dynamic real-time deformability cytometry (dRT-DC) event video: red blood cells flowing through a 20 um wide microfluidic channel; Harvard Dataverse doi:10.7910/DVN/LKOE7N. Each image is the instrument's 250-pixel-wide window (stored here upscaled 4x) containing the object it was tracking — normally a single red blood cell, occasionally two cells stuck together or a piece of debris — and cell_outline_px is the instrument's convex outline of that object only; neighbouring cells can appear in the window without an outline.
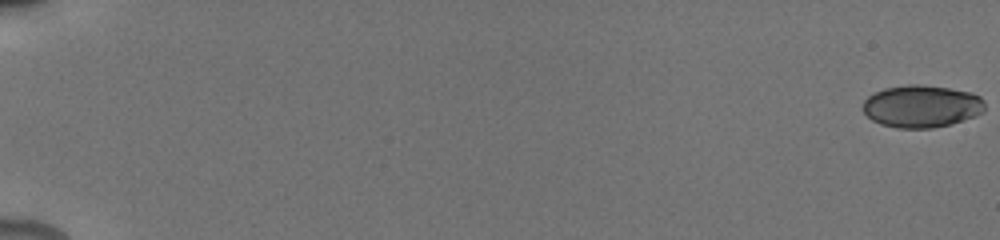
{"species": "human", "species_latin": "Homo sapiens", "temperature_condition": "cold", "stored_images_in_passage": 26, "camera_frame_rate_fps": 3000, "um_per_image_px": 0.085, "donor": {"sex": "male"}, "frame": {"image": 1, "passage_image": 1, "time_ms": 0.0, "image_size_px": [1000, 240], "cell_outline_px": [[984, 112], [952, 124], [932, 128], [896, 128], [880, 124], [872, 120], [864, 112], [864, 100], [868, 96], [884, 88], [908, 84], [916, 84], [948, 88], [968, 92], [980, 96], [984, 100]], "centroid_in_image_um": [78.33, 9.04], "position_along_channel_um": 6.7, "area_um2": 30.0}}
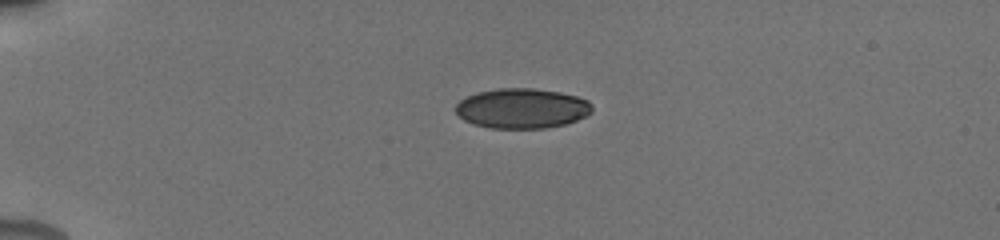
{"frame": {"image": 2, "passage_image": 12, "time_ms": 5.0, "image_size_px": [1000, 240], "cell_outline_px": [[592, 112], [576, 120], [564, 124], [544, 128], [492, 128], [472, 124], [464, 120], [456, 112], [456, 104], [460, 100], [476, 92], [500, 88], [532, 88], [560, 92], [576, 96], [588, 100], [592, 104]], "centroid_in_image_um": [44.36, 9.21], "position_along_channel_um": 40.6, "area_um2": 31.73}}
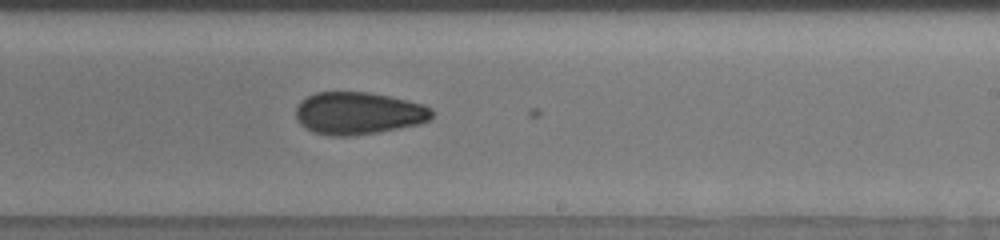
{"frame": {"image": 3, "passage_image": 26, "time_ms": 12.0, "image_size_px": [1000, 240], "cell_outline_px": [[432, 116], [428, 120], [420, 124], [376, 132], [352, 136], [332, 136], [312, 132], [300, 124], [296, 116], [296, 108], [300, 100], [316, 92], [368, 92], [388, 96], [424, 104], [432, 108]], "centroid_in_image_um": [30.44, 9.62], "position_along_channel_um": 258.6, "area_um2": 33.58}}